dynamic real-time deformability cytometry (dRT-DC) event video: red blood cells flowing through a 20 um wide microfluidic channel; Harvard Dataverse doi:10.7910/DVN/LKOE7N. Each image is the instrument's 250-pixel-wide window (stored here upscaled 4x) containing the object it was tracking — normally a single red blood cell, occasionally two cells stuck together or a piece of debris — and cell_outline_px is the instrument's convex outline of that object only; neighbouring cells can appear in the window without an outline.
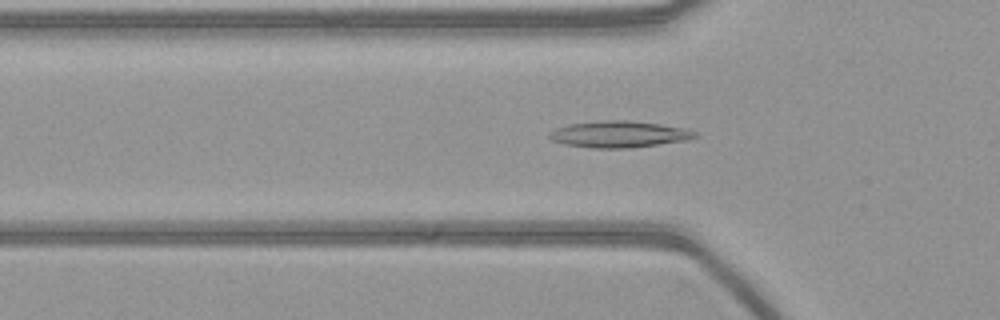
{"species": "common noctule bat (a hibernating species)", "species_latin": "Nyctalus noctula", "temperature_condition": "warm", "stored_images_in_passage": 54, "camera_frame_rate_fps": 3000, "um_per_image_px": 0.085, "animal": {"sex": "female", "body_mass_g": 21.9}, "frame": {"image": 1, "passage_image": 17, "time_ms": 5.333, "image_size_px": [1000, 320], "cell_outline_px": [[700, 136], [688, 140], [632, 148], [592, 148], [564, 144], [552, 140], [548, 136], [548, 132], [556, 128], [568, 124], [604, 120], [628, 120], [660, 124], [684, 128], [696, 132]], "centroid_in_image_um": [52.62, 11.41], "position_along_channel_um": 73.2, "area_um2": 22.66}}
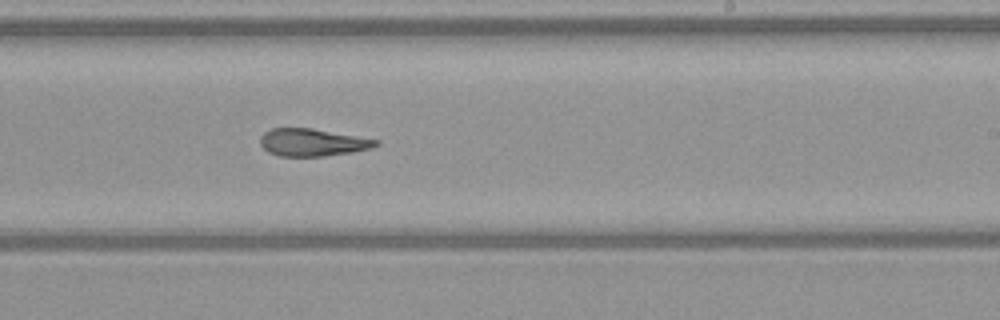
{"frame": {"image": 2, "passage_image": 32, "time_ms": 10.333, "image_size_px": [1000, 320], "cell_outline_px": [[380, 144], [372, 148], [352, 152], [324, 156], [280, 156], [268, 152], [260, 144], [260, 136], [264, 132], [272, 128], [312, 128], [380, 140]], "centroid_in_image_um": [26.57, 12.1], "position_along_channel_um": 262.4, "area_um2": 18.55}}
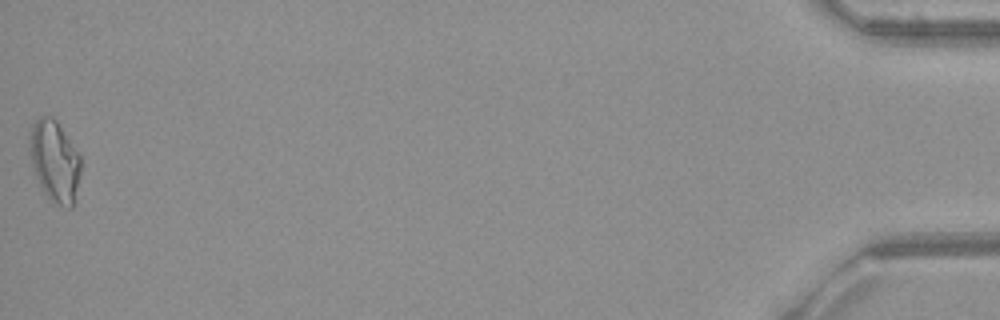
{"frame": {"image": 3, "passage_image": 54, "time_ms": 17.667, "image_size_px": [1000, 320], "cell_outline_px": [[80, 172], [72, 208], [68, 208], [52, 204], [44, 192], [36, 176], [28, 152], [28, 132], [32, 124], [40, 116], [52, 116], [56, 120], [80, 156]], "centroid_in_image_um": [4.6, 13.68], "position_along_channel_um": 430.6, "area_um2": 24.33}}